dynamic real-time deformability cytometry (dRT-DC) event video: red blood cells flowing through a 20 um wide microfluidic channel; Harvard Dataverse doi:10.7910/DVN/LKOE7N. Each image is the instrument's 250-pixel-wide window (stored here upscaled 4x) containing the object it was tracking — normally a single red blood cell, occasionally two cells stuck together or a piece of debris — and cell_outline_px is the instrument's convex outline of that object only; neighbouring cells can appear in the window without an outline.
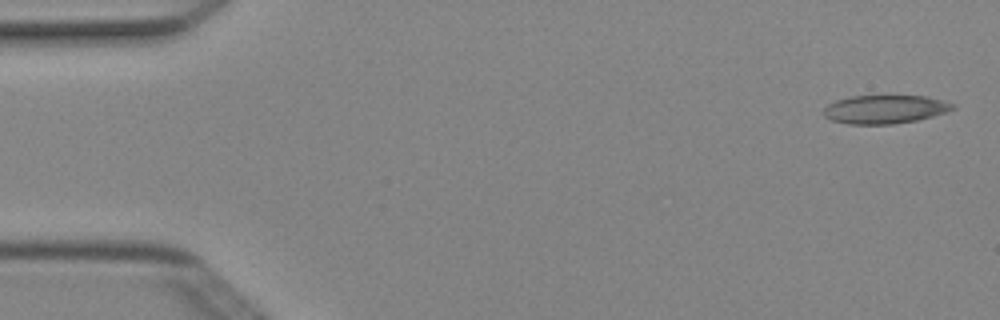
{"species": "Egyptian fruit bat (a non-hibernating species)", "species_latin": "Rousettus aegyptiacus", "temperature_condition": "cold", "stored_images_in_passage": 6, "camera_frame_rate_fps": 3000, "um_per_image_px": 0.085, "animal": {"sex": "female"}, "frame": {"image": 1, "passage_image": 1, "time_ms": 0.0, "image_size_px": [1000, 320], "cell_outline_px": [[956, 108], [948, 112], [916, 120], [892, 124], [848, 124], [832, 120], [824, 116], [824, 108], [828, 104], [836, 100], [852, 96], [924, 96], [956, 104]], "centroid_in_image_um": [75.23, 9.29], "position_along_channel_um": 9.8, "area_um2": 21.33}}
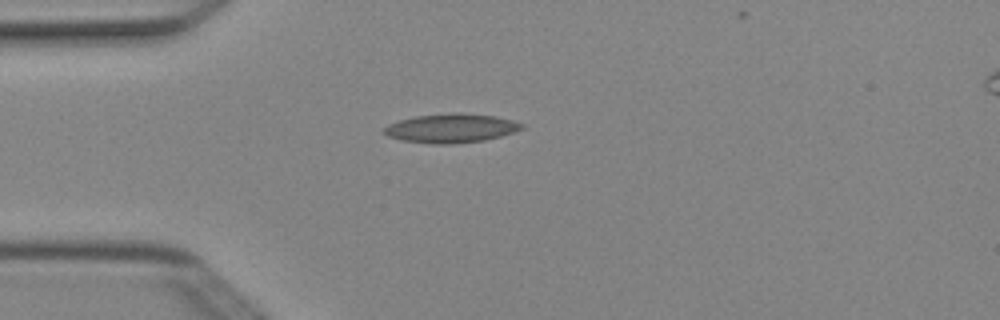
{"frame": {"image": 2, "passage_image": 4, "time_ms": 1.0, "image_size_px": [1000, 320], "cell_outline_px": [[524, 128], [500, 136], [484, 140], [452, 144], [432, 144], [400, 140], [388, 136], [380, 132], [388, 124], [400, 120], [416, 116], [452, 112], [460, 112], [496, 116], [516, 120], [524, 124]], "centroid_in_image_um": [38.34, 10.89], "position_along_channel_um": 46.7, "area_um2": 23.52}}